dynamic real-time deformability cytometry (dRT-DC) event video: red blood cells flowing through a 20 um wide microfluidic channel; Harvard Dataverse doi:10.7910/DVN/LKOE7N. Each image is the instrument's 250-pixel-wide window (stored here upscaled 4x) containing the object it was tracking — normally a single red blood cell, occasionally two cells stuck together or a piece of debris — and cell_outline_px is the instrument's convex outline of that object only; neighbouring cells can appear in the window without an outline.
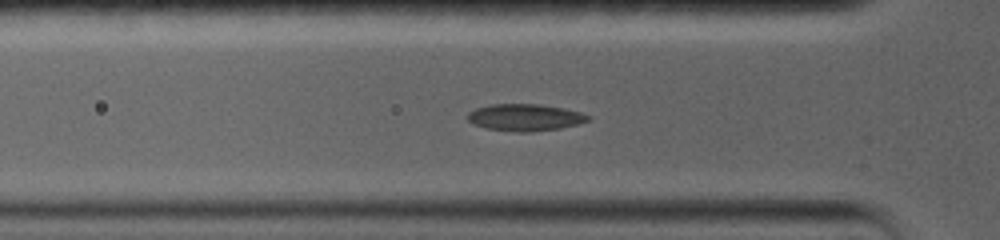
{"species": "common noctule bat (a hibernating species)", "species_latin": "Nyctalus noctula", "temperature_condition": "warm", "stored_images_in_passage": 33, "camera_frame_rate_fps": 5000, "um_per_image_px": 0.085, "animal": {"sex": "female", "body_mass_g": 19.0, "forearm_length_mm": 56.7}, "frame": {"image": 1, "passage_image": 2, "time_ms": 0.2, "image_size_px": [1000, 240], "cell_outline_px": [[592, 120], [580, 124], [560, 128], [528, 132], [516, 132], [484, 128], [472, 124], [468, 120], [468, 112], [476, 108], [488, 104], [540, 104], [564, 108], [580, 112], [592, 116]], "centroid_in_image_um": [44.65, 9.98], "position_along_channel_um": 81.2, "area_um2": 19.19}}
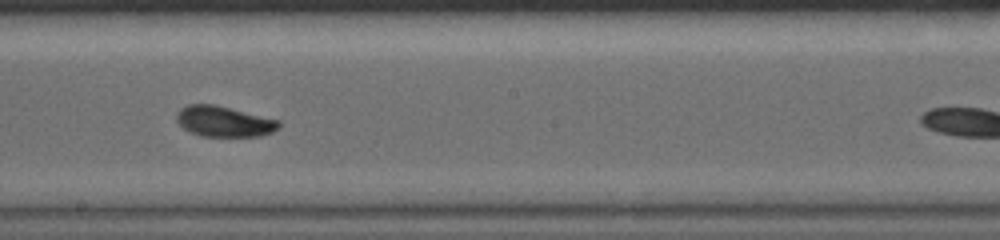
{"frame": {"image": 2, "passage_image": 15, "time_ms": 4.4, "image_size_px": [1000, 240], "cell_outline_px": [[280, 128], [272, 132], [260, 136], [200, 136], [184, 128], [176, 120], [176, 112], [180, 108], [188, 104], [216, 104], [280, 120]], "centroid_in_image_um": [19.05, 10.31], "position_along_channel_um": 229.2, "area_um2": 18.38}}
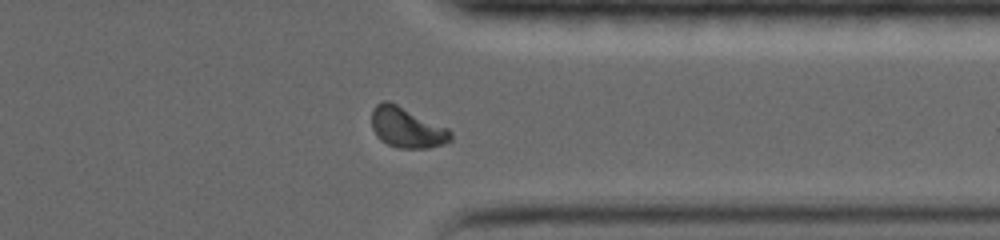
{"frame": {"image": 3, "passage_image": 28, "time_ms": 8.6, "image_size_px": [1000, 240], "cell_outline_px": [[452, 140], [444, 144], [428, 148], [400, 148], [388, 144], [380, 140], [376, 136], [372, 128], [372, 108], [376, 104], [384, 100], [388, 100], [448, 128], [452, 132]], "centroid_in_image_um": [34.58, 10.84], "position_along_channel_um": 376.8, "area_um2": 18.67}}